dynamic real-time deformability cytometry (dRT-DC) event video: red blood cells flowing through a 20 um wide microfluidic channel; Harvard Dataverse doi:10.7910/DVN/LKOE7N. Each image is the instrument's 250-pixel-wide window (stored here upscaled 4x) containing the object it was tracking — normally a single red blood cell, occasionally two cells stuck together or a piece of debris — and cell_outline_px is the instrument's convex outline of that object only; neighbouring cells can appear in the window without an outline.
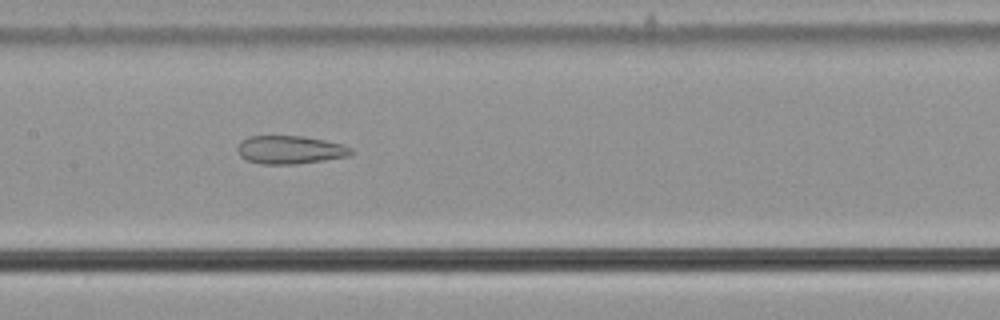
{"species": "common noctule bat (a hibernating species)", "species_latin": "Nyctalus noctula", "temperature_condition": "cold", "stored_images_in_passage": 43, "camera_frame_rate_fps": 3000, "um_per_image_px": 0.085, "animal": {"sex": "male", "body_mass_g": 21.5, "forearm_length_mm": 52.0}, "frame": {"image": 1, "passage_image": 15, "time_ms": 4.667, "image_size_px": [1000, 320], "cell_outline_px": [[352, 152], [348, 156], [296, 164], [260, 164], [248, 160], [240, 156], [236, 148], [240, 140], [248, 136], [304, 136], [324, 140], [340, 144], [352, 148]], "centroid_in_image_um": [24.59, 12.72], "position_along_channel_um": 182.8, "area_um2": 18.61}}
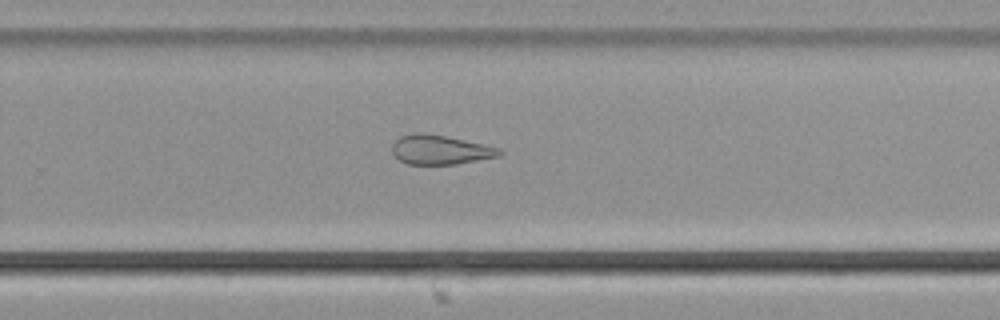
{"frame": {"image": 2, "passage_image": 24, "time_ms": 7.667, "image_size_px": [1000, 320], "cell_outline_px": [[504, 152], [500, 156], [456, 164], [408, 164], [400, 160], [392, 152], [392, 144], [400, 136], [412, 132], [424, 132], [444, 136], [500, 148]], "centroid_in_image_um": [37.4, 12.72], "position_along_channel_um": 292.4, "area_um2": 18.26}}
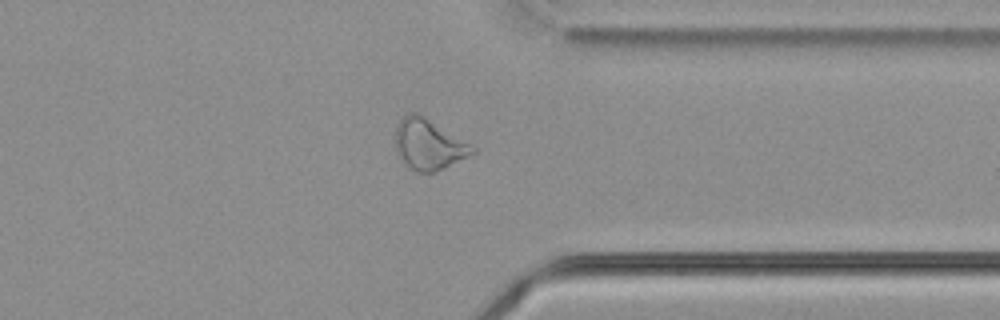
{"frame": {"image": 3, "passage_image": 31, "time_ms": 10.0, "image_size_px": [1000, 320], "cell_outline_px": [[476, 152], [472, 156], [432, 172], [416, 172], [400, 160], [396, 152], [396, 124], [408, 112], [416, 112], [424, 116], [476, 148]], "centroid_in_image_um": [36.42, 12.28], "position_along_channel_um": 375.0, "area_um2": 22.54}, "authors_computed_cell_mechanics": {"area_um2": 21.2126, "velocity_mm_per_s": 3.6677, "shape_relaxation_time_tau1_ms": null, "shape_relaxation_time_tau2_ms": 4.3391, "deformation_change_tau1": null, "deformation_change_tau2": 0.1399}}